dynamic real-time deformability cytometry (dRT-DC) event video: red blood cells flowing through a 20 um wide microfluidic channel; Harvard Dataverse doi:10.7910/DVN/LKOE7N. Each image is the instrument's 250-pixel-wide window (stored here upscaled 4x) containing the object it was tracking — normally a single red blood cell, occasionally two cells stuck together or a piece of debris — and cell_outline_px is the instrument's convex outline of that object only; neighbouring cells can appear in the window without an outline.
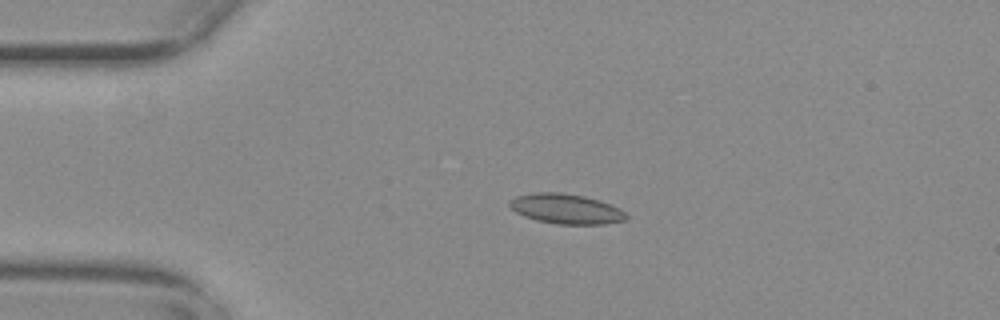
{"species": "common noctule bat (a hibernating species)", "species_latin": "Nyctalus noctula", "temperature_condition": "warm", "stored_images_in_passage": 44, "camera_frame_rate_fps": 3000, "um_per_image_px": 0.085, "animal": {"sex": "female", "body_mass_g": 29.2, "forearm_length_mm": 56.3}, "frame": {"image": 1, "passage_image": 1, "time_ms": 0.0, "image_size_px": [1000, 320], "cell_outline_px": [[628, 216], [624, 220], [604, 224], [556, 224], [536, 220], [524, 216], [516, 212], [508, 204], [516, 196], [532, 192], [560, 192], [584, 196], [600, 200], [612, 204], [620, 208]], "centroid_in_image_um": [48.12, 17.74], "position_along_channel_um": 36.9, "area_um2": 20.4}}
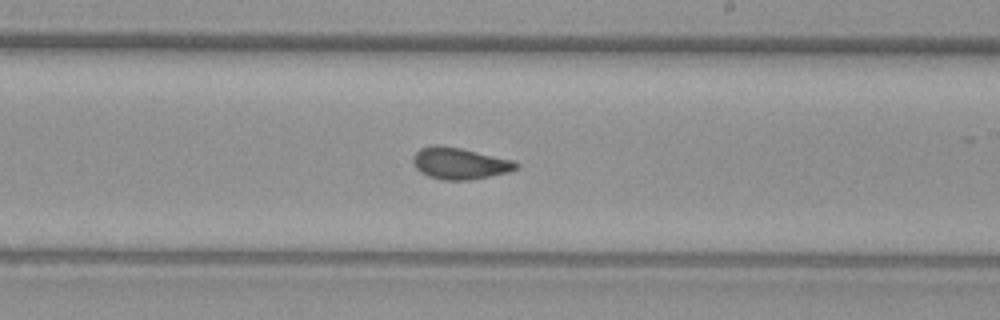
{"frame": {"image": 2, "passage_image": 21, "time_ms": 6.667, "image_size_px": [1000, 320], "cell_outline_px": [[520, 168], [508, 172], [468, 180], [444, 180], [428, 176], [420, 172], [416, 168], [412, 160], [412, 156], [420, 148], [432, 144], [440, 144], [460, 148], [512, 160], [520, 164]], "centroid_in_image_um": [39.04, 13.88], "position_along_channel_um": 250.0, "area_um2": 19.02}}
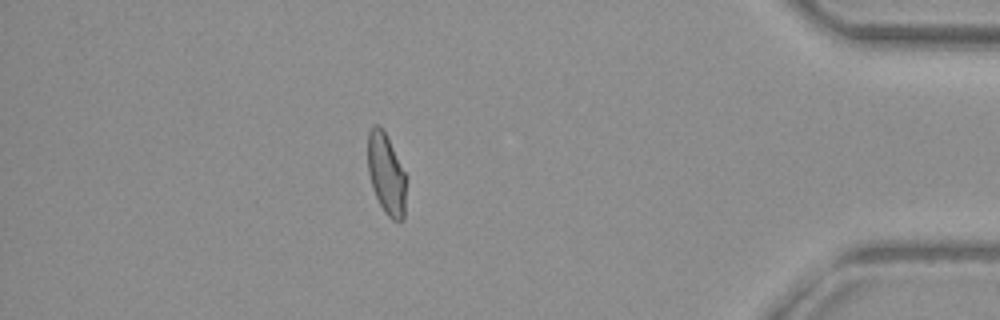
{"frame": {"image": 3, "passage_image": 37, "time_ms": 12.0, "image_size_px": [1000, 320], "cell_outline_px": [[404, 220], [392, 220], [384, 212], [372, 188], [368, 172], [368, 132], [376, 124], [380, 124], [404, 172]], "centroid_in_image_um": [32.79, 14.8], "position_along_channel_um": 402.4, "area_um2": 17.46}, "authors_computed_cell_mechanics": {"area_um2": 18.7561, "velocity_mm_per_s": 3.7264, "shape_relaxation_time_tau1_ms": null, "shape_relaxation_time_tau2_ms": 1.7489, "deformation_change_tau1": null, "deformation_change_tau2": 0.0591}}